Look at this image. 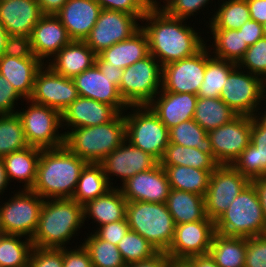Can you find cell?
Wrapping results in <instances>:
<instances>
[{"label": "cell", "mask_w": 266, "mask_h": 267, "mask_svg": "<svg viewBox=\"0 0 266 267\" xmlns=\"http://www.w3.org/2000/svg\"><path fill=\"white\" fill-rule=\"evenodd\" d=\"M205 35V44L213 57L232 61L236 64L249 47L239 29H205Z\"/></svg>", "instance_id": "32"}, {"label": "cell", "mask_w": 266, "mask_h": 267, "mask_svg": "<svg viewBox=\"0 0 266 267\" xmlns=\"http://www.w3.org/2000/svg\"><path fill=\"white\" fill-rule=\"evenodd\" d=\"M73 81L81 97L106 103L119 113H123L129 107L121 97L118 87L110 78L103 75L96 64L75 76Z\"/></svg>", "instance_id": "22"}, {"label": "cell", "mask_w": 266, "mask_h": 267, "mask_svg": "<svg viewBox=\"0 0 266 267\" xmlns=\"http://www.w3.org/2000/svg\"><path fill=\"white\" fill-rule=\"evenodd\" d=\"M41 149L34 146H27L21 150L12 152L3 157L5 170L10 184L16 189H32L37 172V164ZM18 183L19 186H18ZM22 186V187H21ZM19 187V188H18Z\"/></svg>", "instance_id": "30"}, {"label": "cell", "mask_w": 266, "mask_h": 267, "mask_svg": "<svg viewBox=\"0 0 266 267\" xmlns=\"http://www.w3.org/2000/svg\"><path fill=\"white\" fill-rule=\"evenodd\" d=\"M100 11L101 7L95 0H68L56 16L71 40L85 41Z\"/></svg>", "instance_id": "23"}, {"label": "cell", "mask_w": 266, "mask_h": 267, "mask_svg": "<svg viewBox=\"0 0 266 267\" xmlns=\"http://www.w3.org/2000/svg\"><path fill=\"white\" fill-rule=\"evenodd\" d=\"M171 1L172 0H144L147 10H164Z\"/></svg>", "instance_id": "64"}, {"label": "cell", "mask_w": 266, "mask_h": 267, "mask_svg": "<svg viewBox=\"0 0 266 267\" xmlns=\"http://www.w3.org/2000/svg\"><path fill=\"white\" fill-rule=\"evenodd\" d=\"M158 163L153 156L125 140L99 164L102 166L110 186L120 187L135 174L152 169ZM118 179L121 183H116Z\"/></svg>", "instance_id": "15"}, {"label": "cell", "mask_w": 266, "mask_h": 267, "mask_svg": "<svg viewBox=\"0 0 266 267\" xmlns=\"http://www.w3.org/2000/svg\"><path fill=\"white\" fill-rule=\"evenodd\" d=\"M169 143L194 147L214 158L208 132L193 119L181 122L169 129Z\"/></svg>", "instance_id": "43"}, {"label": "cell", "mask_w": 266, "mask_h": 267, "mask_svg": "<svg viewBox=\"0 0 266 267\" xmlns=\"http://www.w3.org/2000/svg\"><path fill=\"white\" fill-rule=\"evenodd\" d=\"M118 114L114 107L106 103L79 96L61 113L63 133L65 135L70 129L108 123Z\"/></svg>", "instance_id": "20"}, {"label": "cell", "mask_w": 266, "mask_h": 267, "mask_svg": "<svg viewBox=\"0 0 266 267\" xmlns=\"http://www.w3.org/2000/svg\"><path fill=\"white\" fill-rule=\"evenodd\" d=\"M149 44L145 32L140 28L130 38L115 43L104 49L98 55L107 63H111L120 69L133 65L138 60L148 56Z\"/></svg>", "instance_id": "31"}, {"label": "cell", "mask_w": 266, "mask_h": 267, "mask_svg": "<svg viewBox=\"0 0 266 267\" xmlns=\"http://www.w3.org/2000/svg\"><path fill=\"white\" fill-rule=\"evenodd\" d=\"M112 187L100 164L88 163L79 176L72 199L84 206L89 201L104 195Z\"/></svg>", "instance_id": "36"}, {"label": "cell", "mask_w": 266, "mask_h": 267, "mask_svg": "<svg viewBox=\"0 0 266 267\" xmlns=\"http://www.w3.org/2000/svg\"><path fill=\"white\" fill-rule=\"evenodd\" d=\"M171 267H192L187 261H172Z\"/></svg>", "instance_id": "66"}, {"label": "cell", "mask_w": 266, "mask_h": 267, "mask_svg": "<svg viewBox=\"0 0 266 267\" xmlns=\"http://www.w3.org/2000/svg\"><path fill=\"white\" fill-rule=\"evenodd\" d=\"M236 63L218 59L211 55L206 45V70L203 83L200 85L198 97L218 98L229 73L236 67Z\"/></svg>", "instance_id": "40"}, {"label": "cell", "mask_w": 266, "mask_h": 267, "mask_svg": "<svg viewBox=\"0 0 266 267\" xmlns=\"http://www.w3.org/2000/svg\"><path fill=\"white\" fill-rule=\"evenodd\" d=\"M24 102L25 99H23L10 82L0 74V115L15 114L18 110L17 107L19 108V105L24 106Z\"/></svg>", "instance_id": "50"}, {"label": "cell", "mask_w": 266, "mask_h": 267, "mask_svg": "<svg viewBox=\"0 0 266 267\" xmlns=\"http://www.w3.org/2000/svg\"><path fill=\"white\" fill-rule=\"evenodd\" d=\"M11 187H12V184H10L9 179L7 177L3 158H0V198H4V197H6V195L9 196L5 192H8V190H9V193H11L10 192V191H12L11 189H15V188H11ZM5 190H7V191H5Z\"/></svg>", "instance_id": "62"}, {"label": "cell", "mask_w": 266, "mask_h": 267, "mask_svg": "<svg viewBox=\"0 0 266 267\" xmlns=\"http://www.w3.org/2000/svg\"><path fill=\"white\" fill-rule=\"evenodd\" d=\"M266 82L236 66L228 75L219 98L237 115L254 116Z\"/></svg>", "instance_id": "11"}, {"label": "cell", "mask_w": 266, "mask_h": 267, "mask_svg": "<svg viewBox=\"0 0 266 267\" xmlns=\"http://www.w3.org/2000/svg\"><path fill=\"white\" fill-rule=\"evenodd\" d=\"M81 244L89 254L93 267H126L117 247L108 241L100 239L94 232L84 231ZM90 233V234H89Z\"/></svg>", "instance_id": "41"}, {"label": "cell", "mask_w": 266, "mask_h": 267, "mask_svg": "<svg viewBox=\"0 0 266 267\" xmlns=\"http://www.w3.org/2000/svg\"><path fill=\"white\" fill-rule=\"evenodd\" d=\"M190 22L172 17L164 10H147L141 29L147 36L150 54L162 67L196 54L205 45L204 28H199L196 20L193 25Z\"/></svg>", "instance_id": "1"}, {"label": "cell", "mask_w": 266, "mask_h": 267, "mask_svg": "<svg viewBox=\"0 0 266 267\" xmlns=\"http://www.w3.org/2000/svg\"><path fill=\"white\" fill-rule=\"evenodd\" d=\"M172 189L205 196L214 170H200L188 166L161 165Z\"/></svg>", "instance_id": "34"}, {"label": "cell", "mask_w": 266, "mask_h": 267, "mask_svg": "<svg viewBox=\"0 0 266 267\" xmlns=\"http://www.w3.org/2000/svg\"><path fill=\"white\" fill-rule=\"evenodd\" d=\"M32 241L21 235L0 234V267H28Z\"/></svg>", "instance_id": "42"}, {"label": "cell", "mask_w": 266, "mask_h": 267, "mask_svg": "<svg viewBox=\"0 0 266 267\" xmlns=\"http://www.w3.org/2000/svg\"><path fill=\"white\" fill-rule=\"evenodd\" d=\"M63 267H93L89 254L82 244L63 248Z\"/></svg>", "instance_id": "54"}, {"label": "cell", "mask_w": 266, "mask_h": 267, "mask_svg": "<svg viewBox=\"0 0 266 267\" xmlns=\"http://www.w3.org/2000/svg\"><path fill=\"white\" fill-rule=\"evenodd\" d=\"M126 265L148 260L158 253L145 238L129 230L117 245Z\"/></svg>", "instance_id": "46"}, {"label": "cell", "mask_w": 266, "mask_h": 267, "mask_svg": "<svg viewBox=\"0 0 266 267\" xmlns=\"http://www.w3.org/2000/svg\"><path fill=\"white\" fill-rule=\"evenodd\" d=\"M4 55L15 58L36 57L33 54L31 39L26 35H9Z\"/></svg>", "instance_id": "52"}, {"label": "cell", "mask_w": 266, "mask_h": 267, "mask_svg": "<svg viewBox=\"0 0 266 267\" xmlns=\"http://www.w3.org/2000/svg\"><path fill=\"white\" fill-rule=\"evenodd\" d=\"M42 66L43 63L37 57L15 58L3 55L0 58V74L23 99L31 97L36 73Z\"/></svg>", "instance_id": "29"}, {"label": "cell", "mask_w": 266, "mask_h": 267, "mask_svg": "<svg viewBox=\"0 0 266 267\" xmlns=\"http://www.w3.org/2000/svg\"><path fill=\"white\" fill-rule=\"evenodd\" d=\"M87 164L65 145L41 149L36 180L31 190L43 199L72 198Z\"/></svg>", "instance_id": "3"}, {"label": "cell", "mask_w": 266, "mask_h": 267, "mask_svg": "<svg viewBox=\"0 0 266 267\" xmlns=\"http://www.w3.org/2000/svg\"><path fill=\"white\" fill-rule=\"evenodd\" d=\"M245 267H266V234L247 238Z\"/></svg>", "instance_id": "49"}, {"label": "cell", "mask_w": 266, "mask_h": 267, "mask_svg": "<svg viewBox=\"0 0 266 267\" xmlns=\"http://www.w3.org/2000/svg\"><path fill=\"white\" fill-rule=\"evenodd\" d=\"M252 117L237 115L229 123L208 131L214 159L219 165H232L250 144Z\"/></svg>", "instance_id": "13"}, {"label": "cell", "mask_w": 266, "mask_h": 267, "mask_svg": "<svg viewBox=\"0 0 266 267\" xmlns=\"http://www.w3.org/2000/svg\"><path fill=\"white\" fill-rule=\"evenodd\" d=\"M28 267H63V248L33 246Z\"/></svg>", "instance_id": "48"}, {"label": "cell", "mask_w": 266, "mask_h": 267, "mask_svg": "<svg viewBox=\"0 0 266 267\" xmlns=\"http://www.w3.org/2000/svg\"><path fill=\"white\" fill-rule=\"evenodd\" d=\"M33 54L46 64L72 40L56 15L44 14L30 35Z\"/></svg>", "instance_id": "21"}, {"label": "cell", "mask_w": 266, "mask_h": 267, "mask_svg": "<svg viewBox=\"0 0 266 267\" xmlns=\"http://www.w3.org/2000/svg\"><path fill=\"white\" fill-rule=\"evenodd\" d=\"M206 70V44L194 55L162 67L161 91L197 95Z\"/></svg>", "instance_id": "16"}, {"label": "cell", "mask_w": 266, "mask_h": 267, "mask_svg": "<svg viewBox=\"0 0 266 267\" xmlns=\"http://www.w3.org/2000/svg\"><path fill=\"white\" fill-rule=\"evenodd\" d=\"M127 203L120 188L112 187L104 195L89 201L83 206L84 226L86 222L87 226L89 225L83 229L93 232L97 227L125 219ZM89 221L90 224H94L92 229H90Z\"/></svg>", "instance_id": "25"}, {"label": "cell", "mask_w": 266, "mask_h": 267, "mask_svg": "<svg viewBox=\"0 0 266 267\" xmlns=\"http://www.w3.org/2000/svg\"><path fill=\"white\" fill-rule=\"evenodd\" d=\"M140 28L141 20L137 16L101 9L85 42L98 55L115 43L130 38Z\"/></svg>", "instance_id": "14"}, {"label": "cell", "mask_w": 266, "mask_h": 267, "mask_svg": "<svg viewBox=\"0 0 266 267\" xmlns=\"http://www.w3.org/2000/svg\"><path fill=\"white\" fill-rule=\"evenodd\" d=\"M251 19L246 0H219L205 29L237 30Z\"/></svg>", "instance_id": "39"}, {"label": "cell", "mask_w": 266, "mask_h": 267, "mask_svg": "<svg viewBox=\"0 0 266 267\" xmlns=\"http://www.w3.org/2000/svg\"><path fill=\"white\" fill-rule=\"evenodd\" d=\"M68 0H37L43 14L56 15Z\"/></svg>", "instance_id": "59"}, {"label": "cell", "mask_w": 266, "mask_h": 267, "mask_svg": "<svg viewBox=\"0 0 266 267\" xmlns=\"http://www.w3.org/2000/svg\"><path fill=\"white\" fill-rule=\"evenodd\" d=\"M9 195V198H0L1 232L31 239L38 225L44 199L31 189H16Z\"/></svg>", "instance_id": "9"}, {"label": "cell", "mask_w": 266, "mask_h": 267, "mask_svg": "<svg viewBox=\"0 0 266 267\" xmlns=\"http://www.w3.org/2000/svg\"><path fill=\"white\" fill-rule=\"evenodd\" d=\"M187 262L192 267H219L209 253L192 256L187 260Z\"/></svg>", "instance_id": "60"}, {"label": "cell", "mask_w": 266, "mask_h": 267, "mask_svg": "<svg viewBox=\"0 0 266 267\" xmlns=\"http://www.w3.org/2000/svg\"><path fill=\"white\" fill-rule=\"evenodd\" d=\"M159 164L190 166L200 170H215L219 166L210 154H205L194 147H185L174 143H169L166 147Z\"/></svg>", "instance_id": "38"}, {"label": "cell", "mask_w": 266, "mask_h": 267, "mask_svg": "<svg viewBox=\"0 0 266 267\" xmlns=\"http://www.w3.org/2000/svg\"><path fill=\"white\" fill-rule=\"evenodd\" d=\"M172 261V258L166 252H158L148 260L129 264L126 267H171Z\"/></svg>", "instance_id": "57"}, {"label": "cell", "mask_w": 266, "mask_h": 267, "mask_svg": "<svg viewBox=\"0 0 266 267\" xmlns=\"http://www.w3.org/2000/svg\"><path fill=\"white\" fill-rule=\"evenodd\" d=\"M236 116L237 114L219 97H198L193 120L208 132L229 123Z\"/></svg>", "instance_id": "37"}, {"label": "cell", "mask_w": 266, "mask_h": 267, "mask_svg": "<svg viewBox=\"0 0 266 267\" xmlns=\"http://www.w3.org/2000/svg\"><path fill=\"white\" fill-rule=\"evenodd\" d=\"M263 25V33L264 37H266V22L262 24Z\"/></svg>", "instance_id": "67"}, {"label": "cell", "mask_w": 266, "mask_h": 267, "mask_svg": "<svg viewBox=\"0 0 266 267\" xmlns=\"http://www.w3.org/2000/svg\"><path fill=\"white\" fill-rule=\"evenodd\" d=\"M25 101L26 106L19 107L16 113L21 120L28 145L40 149L62 147L64 133L61 113L54 108L34 103L30 99Z\"/></svg>", "instance_id": "8"}, {"label": "cell", "mask_w": 266, "mask_h": 267, "mask_svg": "<svg viewBox=\"0 0 266 267\" xmlns=\"http://www.w3.org/2000/svg\"><path fill=\"white\" fill-rule=\"evenodd\" d=\"M28 145L17 113L0 115V158Z\"/></svg>", "instance_id": "44"}, {"label": "cell", "mask_w": 266, "mask_h": 267, "mask_svg": "<svg viewBox=\"0 0 266 267\" xmlns=\"http://www.w3.org/2000/svg\"><path fill=\"white\" fill-rule=\"evenodd\" d=\"M101 9L120 11L143 19L147 12L144 0H95Z\"/></svg>", "instance_id": "51"}, {"label": "cell", "mask_w": 266, "mask_h": 267, "mask_svg": "<svg viewBox=\"0 0 266 267\" xmlns=\"http://www.w3.org/2000/svg\"><path fill=\"white\" fill-rule=\"evenodd\" d=\"M124 117L126 140L159 162L169 145V129L148 105L129 106Z\"/></svg>", "instance_id": "7"}, {"label": "cell", "mask_w": 266, "mask_h": 267, "mask_svg": "<svg viewBox=\"0 0 266 267\" xmlns=\"http://www.w3.org/2000/svg\"><path fill=\"white\" fill-rule=\"evenodd\" d=\"M166 206L175 225L204 220L207 217L204 196L192 192L171 188Z\"/></svg>", "instance_id": "33"}, {"label": "cell", "mask_w": 266, "mask_h": 267, "mask_svg": "<svg viewBox=\"0 0 266 267\" xmlns=\"http://www.w3.org/2000/svg\"><path fill=\"white\" fill-rule=\"evenodd\" d=\"M95 64L99 67L100 71L103 75H106L108 78L111 79V82L119 87L123 69H120L111 63L105 62L99 55L96 56Z\"/></svg>", "instance_id": "56"}, {"label": "cell", "mask_w": 266, "mask_h": 267, "mask_svg": "<svg viewBox=\"0 0 266 267\" xmlns=\"http://www.w3.org/2000/svg\"><path fill=\"white\" fill-rule=\"evenodd\" d=\"M254 116L258 120L266 122V88L261 93L259 105Z\"/></svg>", "instance_id": "63"}, {"label": "cell", "mask_w": 266, "mask_h": 267, "mask_svg": "<svg viewBox=\"0 0 266 267\" xmlns=\"http://www.w3.org/2000/svg\"><path fill=\"white\" fill-rule=\"evenodd\" d=\"M126 140L124 112L102 125L70 129L64 145L87 163L99 164Z\"/></svg>", "instance_id": "4"}, {"label": "cell", "mask_w": 266, "mask_h": 267, "mask_svg": "<svg viewBox=\"0 0 266 267\" xmlns=\"http://www.w3.org/2000/svg\"><path fill=\"white\" fill-rule=\"evenodd\" d=\"M79 97L72 78L55 73L48 65L37 71L31 101L63 112Z\"/></svg>", "instance_id": "18"}, {"label": "cell", "mask_w": 266, "mask_h": 267, "mask_svg": "<svg viewBox=\"0 0 266 267\" xmlns=\"http://www.w3.org/2000/svg\"><path fill=\"white\" fill-rule=\"evenodd\" d=\"M239 30L248 46L254 45L259 39L264 37L263 25L250 19L243 24Z\"/></svg>", "instance_id": "55"}, {"label": "cell", "mask_w": 266, "mask_h": 267, "mask_svg": "<svg viewBox=\"0 0 266 267\" xmlns=\"http://www.w3.org/2000/svg\"><path fill=\"white\" fill-rule=\"evenodd\" d=\"M247 238L215 232L209 254L219 267H245Z\"/></svg>", "instance_id": "35"}, {"label": "cell", "mask_w": 266, "mask_h": 267, "mask_svg": "<svg viewBox=\"0 0 266 267\" xmlns=\"http://www.w3.org/2000/svg\"><path fill=\"white\" fill-rule=\"evenodd\" d=\"M236 65L266 82V37L249 46Z\"/></svg>", "instance_id": "47"}, {"label": "cell", "mask_w": 266, "mask_h": 267, "mask_svg": "<svg viewBox=\"0 0 266 267\" xmlns=\"http://www.w3.org/2000/svg\"><path fill=\"white\" fill-rule=\"evenodd\" d=\"M197 95L160 91L148 104L159 120L168 128L193 119Z\"/></svg>", "instance_id": "24"}, {"label": "cell", "mask_w": 266, "mask_h": 267, "mask_svg": "<svg viewBox=\"0 0 266 267\" xmlns=\"http://www.w3.org/2000/svg\"><path fill=\"white\" fill-rule=\"evenodd\" d=\"M126 219L130 230L145 238L158 252L169 249L175 224L166 203L128 202Z\"/></svg>", "instance_id": "6"}, {"label": "cell", "mask_w": 266, "mask_h": 267, "mask_svg": "<svg viewBox=\"0 0 266 267\" xmlns=\"http://www.w3.org/2000/svg\"><path fill=\"white\" fill-rule=\"evenodd\" d=\"M44 14L37 0H6L0 2V22L9 35H31Z\"/></svg>", "instance_id": "26"}, {"label": "cell", "mask_w": 266, "mask_h": 267, "mask_svg": "<svg viewBox=\"0 0 266 267\" xmlns=\"http://www.w3.org/2000/svg\"><path fill=\"white\" fill-rule=\"evenodd\" d=\"M119 188L127 202L166 203L171 190L166 172L159 163L152 169L135 174Z\"/></svg>", "instance_id": "19"}, {"label": "cell", "mask_w": 266, "mask_h": 267, "mask_svg": "<svg viewBox=\"0 0 266 267\" xmlns=\"http://www.w3.org/2000/svg\"><path fill=\"white\" fill-rule=\"evenodd\" d=\"M9 33L6 31L5 27L0 22V58L5 53V45L8 39Z\"/></svg>", "instance_id": "65"}, {"label": "cell", "mask_w": 266, "mask_h": 267, "mask_svg": "<svg viewBox=\"0 0 266 267\" xmlns=\"http://www.w3.org/2000/svg\"><path fill=\"white\" fill-rule=\"evenodd\" d=\"M251 19L263 24L266 22V0H246Z\"/></svg>", "instance_id": "58"}, {"label": "cell", "mask_w": 266, "mask_h": 267, "mask_svg": "<svg viewBox=\"0 0 266 267\" xmlns=\"http://www.w3.org/2000/svg\"><path fill=\"white\" fill-rule=\"evenodd\" d=\"M130 230L127 219L115 221L97 227L93 232L105 241L118 245L124 235Z\"/></svg>", "instance_id": "53"}, {"label": "cell", "mask_w": 266, "mask_h": 267, "mask_svg": "<svg viewBox=\"0 0 266 267\" xmlns=\"http://www.w3.org/2000/svg\"><path fill=\"white\" fill-rule=\"evenodd\" d=\"M215 232V222L208 217L175 225L174 238L166 253L174 261H187L192 256L207 254Z\"/></svg>", "instance_id": "17"}, {"label": "cell", "mask_w": 266, "mask_h": 267, "mask_svg": "<svg viewBox=\"0 0 266 267\" xmlns=\"http://www.w3.org/2000/svg\"><path fill=\"white\" fill-rule=\"evenodd\" d=\"M252 182L255 184L258 194L260 196L263 217L266 223V175L263 177L256 178L252 180Z\"/></svg>", "instance_id": "61"}, {"label": "cell", "mask_w": 266, "mask_h": 267, "mask_svg": "<svg viewBox=\"0 0 266 267\" xmlns=\"http://www.w3.org/2000/svg\"><path fill=\"white\" fill-rule=\"evenodd\" d=\"M215 231L226 236L243 238L266 234L260 196L252 181L215 221Z\"/></svg>", "instance_id": "5"}, {"label": "cell", "mask_w": 266, "mask_h": 267, "mask_svg": "<svg viewBox=\"0 0 266 267\" xmlns=\"http://www.w3.org/2000/svg\"><path fill=\"white\" fill-rule=\"evenodd\" d=\"M162 89V66L151 54L123 70L118 87L128 106L148 105Z\"/></svg>", "instance_id": "10"}, {"label": "cell", "mask_w": 266, "mask_h": 267, "mask_svg": "<svg viewBox=\"0 0 266 267\" xmlns=\"http://www.w3.org/2000/svg\"><path fill=\"white\" fill-rule=\"evenodd\" d=\"M232 166L251 181L266 175V122L252 116L250 144Z\"/></svg>", "instance_id": "27"}, {"label": "cell", "mask_w": 266, "mask_h": 267, "mask_svg": "<svg viewBox=\"0 0 266 267\" xmlns=\"http://www.w3.org/2000/svg\"><path fill=\"white\" fill-rule=\"evenodd\" d=\"M219 0H217L218 3ZM216 0H172L170 2V4L164 9V11L172 16V17H176V18H180V19H191V21L193 22V19H196V16L199 15L201 12V14L204 15V17L202 16V18L199 16V20L197 18V21L199 26L200 24H203L202 22L204 21V25L206 26L211 22L212 20V16L214 14V10L215 7L217 5ZM210 4V6H208ZM212 7V8H211ZM214 7V9H213ZM212 11H210L209 10ZM208 10V11H207ZM206 11V12H204ZM212 13V14H210ZM205 14H206V19H209L208 21L205 19ZM208 14V16H207ZM195 16V17H194ZM211 16V17H210ZM201 18V19H200ZM203 19V20H202Z\"/></svg>", "instance_id": "45"}, {"label": "cell", "mask_w": 266, "mask_h": 267, "mask_svg": "<svg viewBox=\"0 0 266 267\" xmlns=\"http://www.w3.org/2000/svg\"><path fill=\"white\" fill-rule=\"evenodd\" d=\"M250 182L232 165H219L211 174L204 196L207 217L215 222Z\"/></svg>", "instance_id": "12"}, {"label": "cell", "mask_w": 266, "mask_h": 267, "mask_svg": "<svg viewBox=\"0 0 266 267\" xmlns=\"http://www.w3.org/2000/svg\"><path fill=\"white\" fill-rule=\"evenodd\" d=\"M97 54L85 41L72 40L64 46L46 65L55 73L66 78H74L86 69L91 68Z\"/></svg>", "instance_id": "28"}, {"label": "cell", "mask_w": 266, "mask_h": 267, "mask_svg": "<svg viewBox=\"0 0 266 267\" xmlns=\"http://www.w3.org/2000/svg\"><path fill=\"white\" fill-rule=\"evenodd\" d=\"M83 227L85 226L82 205L72 198L44 199L38 225L31 238L32 245L40 248L73 247V242L76 246L80 245L82 238L79 236L83 232ZM75 238L80 244L78 241L75 243Z\"/></svg>", "instance_id": "2"}]
</instances>
